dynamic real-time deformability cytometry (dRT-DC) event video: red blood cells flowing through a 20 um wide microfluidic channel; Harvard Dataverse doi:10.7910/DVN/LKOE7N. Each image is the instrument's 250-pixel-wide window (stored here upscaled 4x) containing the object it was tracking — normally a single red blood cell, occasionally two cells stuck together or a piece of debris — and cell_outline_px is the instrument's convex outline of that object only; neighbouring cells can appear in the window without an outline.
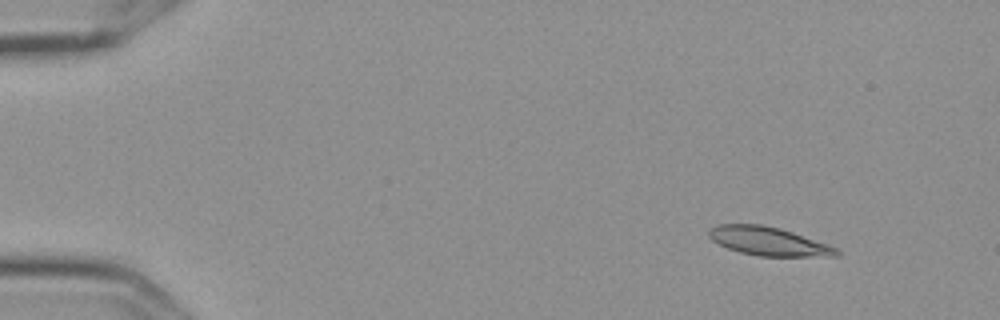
{"species": "Egyptian fruit bat (a non-hibernating species)", "species_latin": "Rousettus aegyptiacus", "temperature_condition": "cold", "stored_images_in_passage": 6, "camera_frame_rate_fps": 3000, "um_per_image_px": 0.085, "frame": {"image": 1, "passage_image": 2, "time_ms": 0.333, "image_size_px": [1000, 320], "cell_outline_px": [[840, 256], [760, 256], [740, 252], [728, 248], [712, 240], [708, 236], [708, 232], [712, 228], [720, 224], [764, 224], [780, 228], [792, 232], [836, 248], [840, 252]], "centroid_in_image_um": [65.3, 20.5], "position_along_channel_um": 19.7, "area_um2": 20.92}}
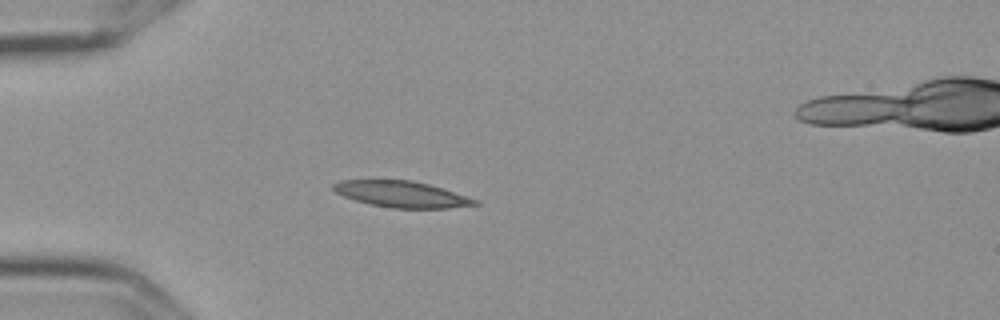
{"frame": {"image": 2, "passage_image": 5, "time_ms": 1.333, "image_size_px": [1000, 320], "cell_outline_px": [[480, 204], [448, 208], [392, 208], [368, 204], [344, 196], [336, 192], [332, 188], [332, 184], [340, 180], [412, 180], [428, 184], [480, 200]], "centroid_in_image_um": [34.14, 16.51], "position_along_channel_um": 50.9, "area_um2": 21.56}}